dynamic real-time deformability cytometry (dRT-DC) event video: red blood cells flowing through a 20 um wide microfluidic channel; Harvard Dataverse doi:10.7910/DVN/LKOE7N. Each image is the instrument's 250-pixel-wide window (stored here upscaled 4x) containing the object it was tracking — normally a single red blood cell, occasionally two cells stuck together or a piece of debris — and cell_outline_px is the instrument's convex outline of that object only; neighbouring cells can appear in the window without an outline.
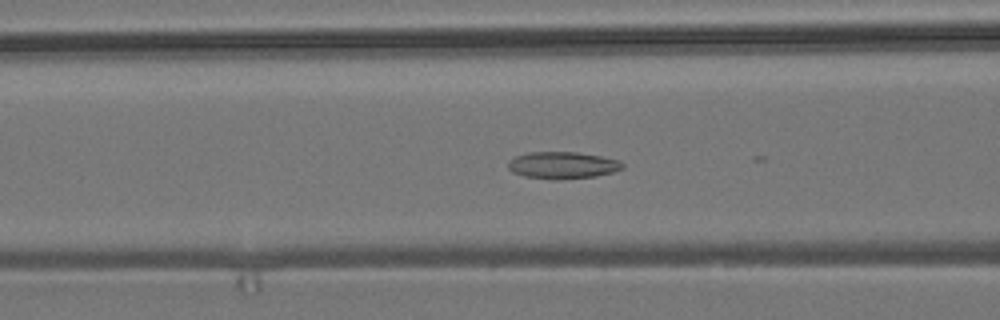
{"species": "common noctule bat (a hibernating species)", "species_latin": "Nyctalus noctula", "temperature_condition": "room temperature", "stored_images_in_passage": 30, "camera_frame_rate_fps": 3000, "um_per_image_px": 0.085, "animal": {"sex": "male", "body_mass_g": 19.2, "forearm_length_mm": 51.8}, "frame": {"image": 1, "passage_image": 22, "time_ms": 7.0, "image_size_px": [1000, 320], "cell_outline_px": [[624, 168], [612, 172], [596, 176], [556, 180], [552, 180], [524, 176], [512, 172], [508, 168], [508, 160], [516, 156], [528, 152], [576, 152], [600, 156], [620, 160], [624, 164]], "centroid_in_image_um": [47.81, 14.05], "position_along_channel_um": 118.8, "area_um2": 18.09}}
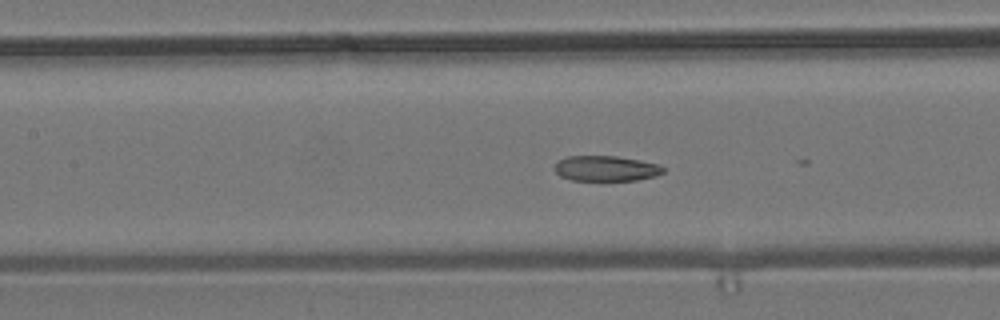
{"frame": {"image": 2, "passage_image": 25, "time_ms": 8.0, "image_size_px": [1000, 320], "cell_outline_px": [[664, 172], [656, 176], [636, 180], [572, 180], [560, 176], [556, 172], [556, 164], [560, 160], [568, 156], [616, 156], [640, 160], [660, 164], [664, 168]], "centroid_in_image_um": [51.55, 14.32], "position_along_channel_um": 155.8, "area_um2": 15.95}}
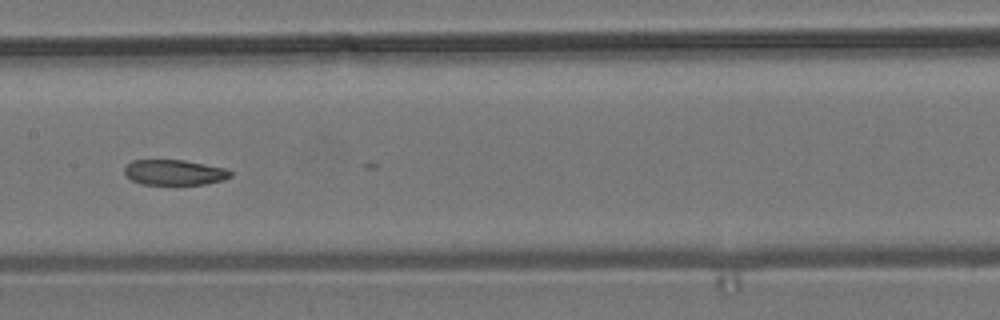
{"frame": {"image": 3, "passage_image": 28, "time_ms": 9.0, "image_size_px": [1000, 320], "cell_outline_px": [[232, 176], [224, 180], [204, 184], [140, 184], [132, 180], [124, 172], [124, 168], [132, 160], [184, 160], [224, 168], [232, 172]], "centroid_in_image_um": [14.83, 14.65], "position_along_channel_um": 192.6, "area_um2": 15.55}}